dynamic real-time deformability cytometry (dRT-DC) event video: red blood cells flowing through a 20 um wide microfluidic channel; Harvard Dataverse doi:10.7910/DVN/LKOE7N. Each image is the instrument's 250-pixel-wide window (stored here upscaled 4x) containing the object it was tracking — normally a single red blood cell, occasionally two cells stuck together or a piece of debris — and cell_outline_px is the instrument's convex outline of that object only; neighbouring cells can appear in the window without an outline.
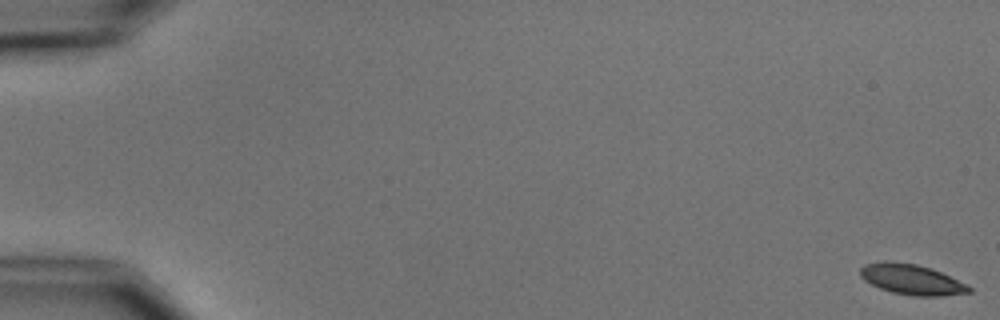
{"species": "common noctule bat (a hibernating species)", "species_latin": "Nyctalus noctula", "temperature_condition": "cold", "stored_images_in_passage": 5, "camera_frame_rate_fps": 3000, "um_per_image_px": 0.085, "animal": {"sex": "male", "body_mass_g": 15.6}, "frame": {"image": 1, "passage_image": 1, "time_ms": 0.0, "image_size_px": [1000, 320], "cell_outline_px": [[972, 292], [944, 296], [912, 296], [892, 292], [880, 288], [864, 280], [860, 276], [860, 268], [864, 264], [884, 260], [916, 264], [932, 268], [972, 288]], "centroid_in_image_um": [77.45, 23.75], "position_along_channel_um": 7.6, "area_um2": 19.19}}
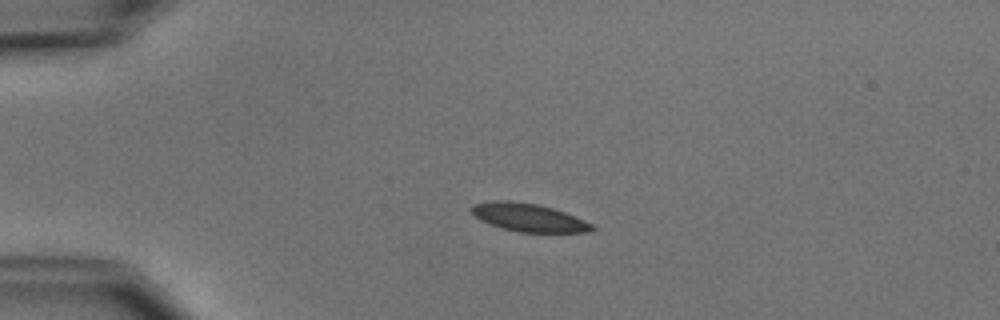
{"frame": {"image": 2, "passage_image": 4, "time_ms": 4.333, "image_size_px": [1000, 320], "cell_outline_px": [[596, 228], [588, 232], [520, 232], [504, 228], [480, 220], [472, 216], [468, 208], [472, 204], [492, 200], [508, 200], [540, 204], [564, 212], [584, 220], [592, 224]], "centroid_in_image_um": [44.87, 18.46], "position_along_channel_um": 40.1, "area_um2": 19.83}}